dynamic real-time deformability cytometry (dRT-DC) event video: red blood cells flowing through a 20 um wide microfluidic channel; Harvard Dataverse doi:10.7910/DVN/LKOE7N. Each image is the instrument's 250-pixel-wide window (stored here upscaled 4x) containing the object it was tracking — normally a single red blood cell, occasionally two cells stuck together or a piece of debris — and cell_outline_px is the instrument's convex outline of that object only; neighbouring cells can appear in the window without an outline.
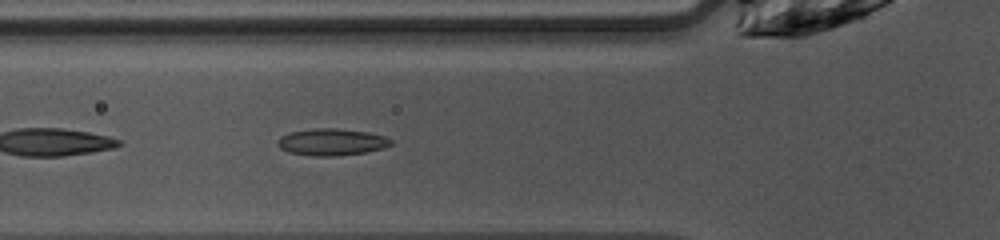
{"species": "common noctule bat (a hibernating species)", "species_latin": "Nyctalus noctula", "temperature_condition": "warm", "stored_images_in_passage": 38, "camera_frame_rate_fps": 3000, "um_per_image_px": 0.085, "animal": {"sex": "female", "body_mass_g": 10.0, "forearm_length_mm": 53.1}, "frame": {"image": 1, "passage_image": 6, "time_ms": 1.667, "image_size_px": [1000, 240], "cell_outline_px": [[392, 144], [384, 148], [364, 152], [336, 156], [312, 156], [288, 152], [280, 148], [276, 144], [276, 140], [280, 136], [288, 132], [312, 128], [336, 128], [368, 132], [384, 136], [392, 140]], "centroid_in_image_um": [28.14, 12.06], "position_along_channel_um": 97.7, "area_um2": 17.92}}
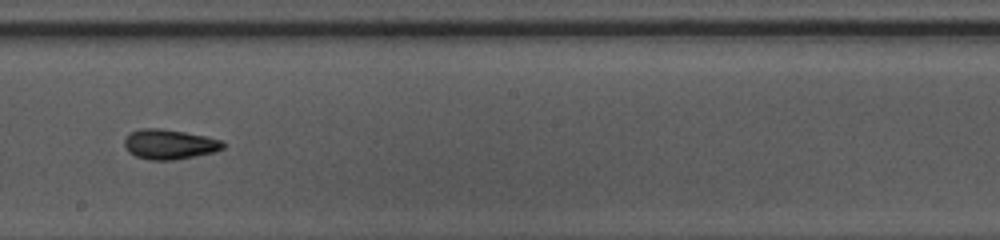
{"frame": {"image": 2, "passage_image": 16, "time_ms": 5.0, "image_size_px": [1000, 240], "cell_outline_px": [[224, 148], [216, 152], [172, 160], [148, 160], [136, 156], [128, 152], [124, 148], [124, 140], [128, 132], [140, 128], [160, 128], [208, 136], [220, 140], [224, 144]], "centroid_in_image_um": [14.36, 12.26], "position_along_channel_um": 233.8, "area_um2": 17.4}}
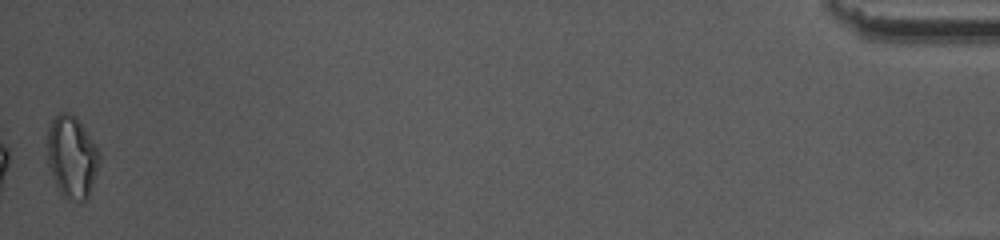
{"frame": {"image": 3, "passage_image": 38, "time_ms": 12.333, "image_size_px": [1000, 240], "cell_outline_px": [[100, 164], [88, 196], [80, 204], [64, 196], [60, 192], [48, 168], [48, 124], [60, 112], [68, 112], [80, 124], [96, 144], [100, 152]], "centroid_in_image_um": [6.12, 13.37], "position_along_channel_um": 429.1, "area_um2": 24.8}, "authors_computed_cell_mechanics": {"area_um2": 17.3978, "velocity_mm_per_s": 4.0658, "shape_relaxation_time_tau1_ms": 5.1229, "shape_relaxation_time_tau2_ms": 3.4476, "deformation_change_tau1": 0.1563, "deformation_change_tau2": 0.0625}}